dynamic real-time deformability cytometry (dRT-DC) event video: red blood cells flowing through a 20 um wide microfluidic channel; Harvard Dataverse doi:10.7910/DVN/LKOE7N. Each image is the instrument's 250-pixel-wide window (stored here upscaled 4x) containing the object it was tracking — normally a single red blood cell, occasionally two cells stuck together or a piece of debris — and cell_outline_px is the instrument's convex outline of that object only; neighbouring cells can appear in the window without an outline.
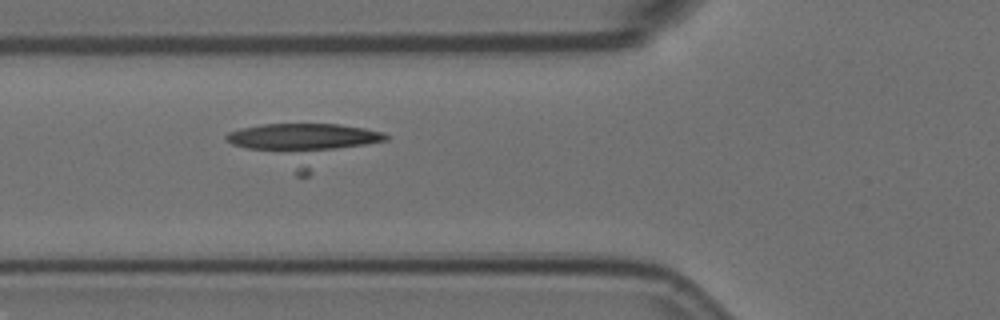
{"species": "Egyptian fruit bat (a non-hibernating species)", "species_latin": "Rousettus aegyptiacus", "temperature_condition": "room temperature", "stored_images_in_passage": 4, "camera_frame_rate_fps": 3000, "um_per_image_px": 0.085, "animal": {"sex": "female"}, "frame": {"image": 1, "passage_image": 4, "time_ms": 1.0, "image_size_px": [1000, 320], "cell_outline_px": [[388, 140], [364, 144], [308, 152], [296, 152], [248, 148], [232, 144], [224, 140], [224, 136], [228, 132], [240, 128], [264, 124], [340, 124], [364, 128], [384, 132], [388, 136]], "centroid_in_image_um": [25.72, 11.64], "position_along_channel_um": 100.1, "area_um2": 25.2}}